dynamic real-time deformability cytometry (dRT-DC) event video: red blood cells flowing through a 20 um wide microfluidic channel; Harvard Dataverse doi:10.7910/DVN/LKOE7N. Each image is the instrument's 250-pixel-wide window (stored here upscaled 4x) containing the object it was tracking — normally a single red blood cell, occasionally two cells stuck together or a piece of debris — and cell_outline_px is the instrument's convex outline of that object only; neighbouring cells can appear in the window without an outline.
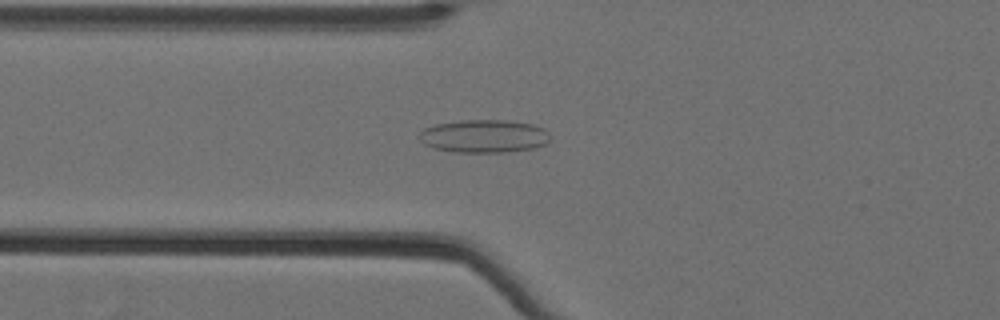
{"species": "Egyptian fruit bat (a non-hibernating species)", "species_latin": "Rousettus aegyptiacus", "temperature_condition": "cold", "stored_images_in_passage": 62, "camera_frame_rate_fps": 3000, "um_per_image_px": 0.085, "animal": {"sex": "female"}, "frame": {"image": 1, "passage_image": 27, "time_ms": 8.667, "image_size_px": [1000, 320], "cell_outline_px": [[548, 140], [544, 144], [532, 148], [504, 152], [452, 152], [436, 148], [424, 144], [420, 140], [420, 132], [424, 128], [436, 124], [460, 120], [508, 120], [532, 124], [544, 128], [548, 132]], "centroid_in_image_um": [41.12, 11.56], "position_along_channel_um": 84.7, "area_um2": 25.03}}
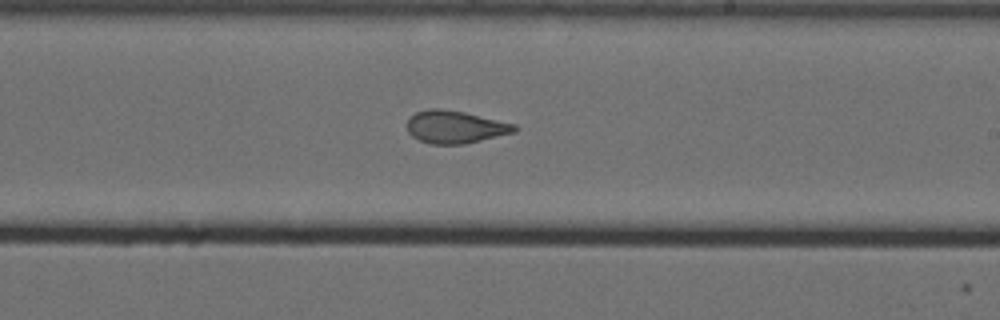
{"frame": {"image": 2, "passage_image": 41, "time_ms": 13.333, "image_size_px": [1000, 320], "cell_outline_px": [[516, 132], [464, 144], [432, 144], [420, 140], [412, 136], [408, 132], [404, 124], [408, 116], [416, 112], [428, 108], [440, 108], [464, 112], [516, 124]], "centroid_in_image_um": [38.63, 10.78], "position_along_channel_um": 250.4, "area_um2": 20.63}}
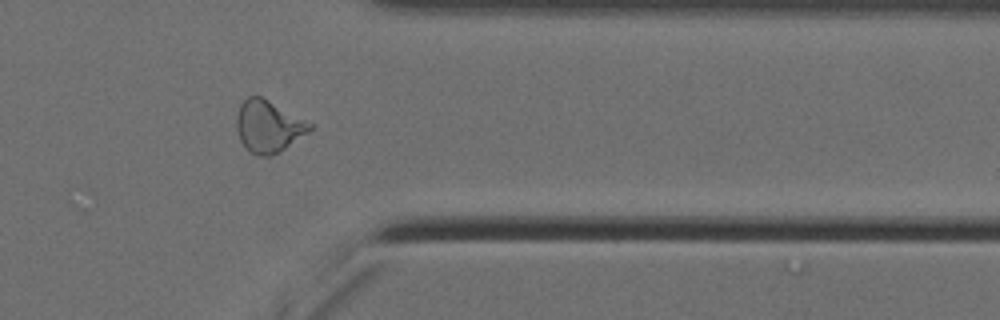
{"frame": {"image": 3, "passage_image": 53, "time_ms": 17.333, "image_size_px": [1000, 320], "cell_outline_px": [[312, 128], [308, 132], [272, 156], [256, 156], [248, 152], [244, 148], [240, 140], [236, 128], [236, 116], [240, 104], [248, 96], [260, 96], [312, 124]], "centroid_in_image_um": [22.74, 10.77], "position_along_channel_um": 388.7, "area_um2": 21.91}, "authors_computed_cell_mechanics": {"area_um2": 24.3338, "velocity_mm_per_s": 3.5218, "shape_relaxation_time_tau1_ms": null, "shape_relaxation_time_tau2_ms": 1.6212, "deformation_change_tau1": null, "deformation_change_tau2": 0.0918}}